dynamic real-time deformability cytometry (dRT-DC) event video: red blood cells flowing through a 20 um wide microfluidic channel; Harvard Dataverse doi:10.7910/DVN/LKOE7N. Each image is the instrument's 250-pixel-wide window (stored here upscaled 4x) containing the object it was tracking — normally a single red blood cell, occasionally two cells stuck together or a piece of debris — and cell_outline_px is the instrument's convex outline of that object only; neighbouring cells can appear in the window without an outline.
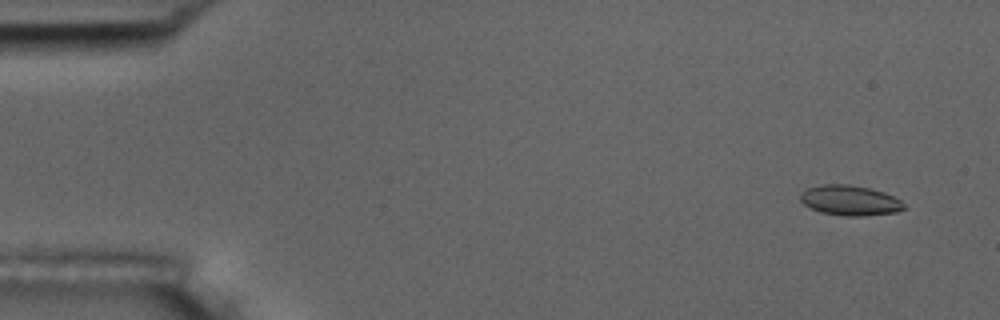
{"species": "common noctule bat (a hibernating species)", "species_latin": "Nyctalus noctula", "temperature_condition": "room temperature", "stored_images_in_passage": 6, "camera_frame_rate_fps": 3000, "um_per_image_px": 0.085, "animal": {"sex": "male", "body_mass_g": 17.5, "forearm_length_mm": 52.3}, "frame": {"image": 1, "passage_image": 1, "time_ms": 0.0, "image_size_px": [1000, 320], "cell_outline_px": [[908, 208], [896, 212], [868, 216], [844, 216], [820, 212], [804, 204], [800, 200], [800, 192], [808, 188], [824, 184], [848, 184], [868, 188], [884, 192], [900, 200]], "centroid_in_image_um": [72.26, 17.04], "position_along_channel_um": 12.7, "area_um2": 18.26}}
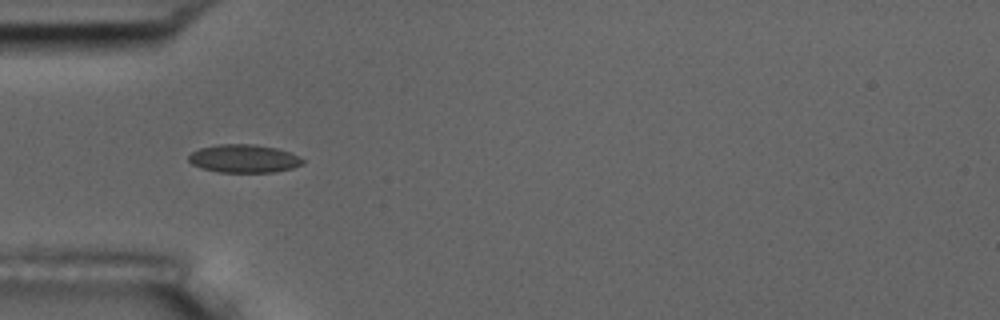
{"frame": {"image": 2, "passage_image": 5, "time_ms": 4.667, "image_size_px": [1000, 320], "cell_outline_px": [[304, 164], [292, 168], [276, 172], [216, 172], [200, 168], [192, 164], [188, 160], [188, 156], [192, 152], [200, 148], [220, 144], [252, 144], [276, 148], [300, 156], [304, 160]], "centroid_in_image_um": [20.73, 13.49], "position_along_channel_um": 64.3, "area_um2": 18.79}}